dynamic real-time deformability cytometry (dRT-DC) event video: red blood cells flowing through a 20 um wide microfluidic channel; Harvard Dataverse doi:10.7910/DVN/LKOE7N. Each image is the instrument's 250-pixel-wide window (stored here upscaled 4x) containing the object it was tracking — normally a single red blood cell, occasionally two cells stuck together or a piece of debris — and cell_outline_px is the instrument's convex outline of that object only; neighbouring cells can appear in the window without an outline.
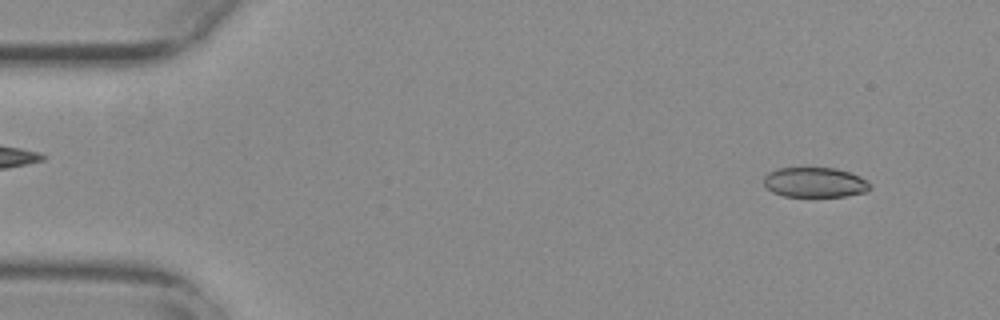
{"species": "common noctule bat (a hibernating species)", "species_latin": "Nyctalus noctula", "temperature_condition": "warm", "stored_images_in_passage": 54, "camera_frame_rate_fps": 3000, "um_per_image_px": 0.085, "animal": {"sex": "female", "body_mass_g": 29.2, "forearm_length_mm": 56.3}, "frame": {"image": 1, "passage_image": 4, "time_ms": 1.0, "image_size_px": [1000, 320], "cell_outline_px": [[872, 184], [868, 192], [844, 196], [784, 196], [772, 192], [764, 184], [764, 176], [768, 172], [776, 168], [836, 168], [860, 176], [868, 180]], "centroid_in_image_um": [69.29, 15.5], "position_along_channel_um": 15.7, "area_um2": 18.67}}
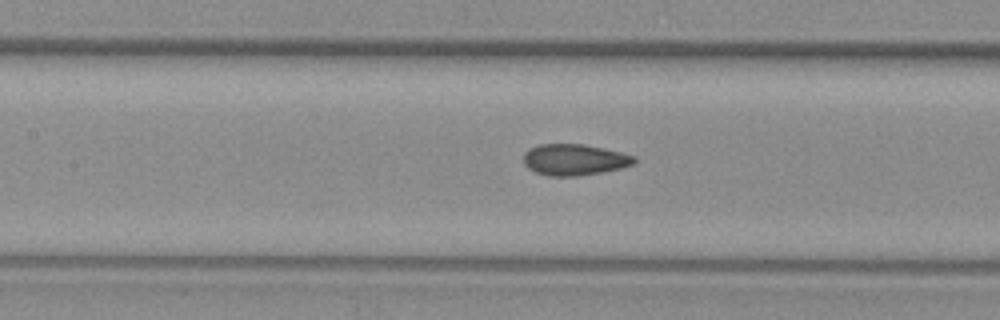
{"frame": {"image": 2, "passage_image": 24, "time_ms": 7.667, "image_size_px": [1000, 320], "cell_outline_px": [[636, 160], [632, 164], [620, 168], [600, 172], [576, 176], [548, 176], [536, 172], [528, 168], [524, 164], [524, 152], [528, 148], [540, 144], [584, 144], [604, 148], [636, 156]], "centroid_in_image_um": [48.79, 13.56], "position_along_channel_um": 158.6, "area_um2": 20.11}}
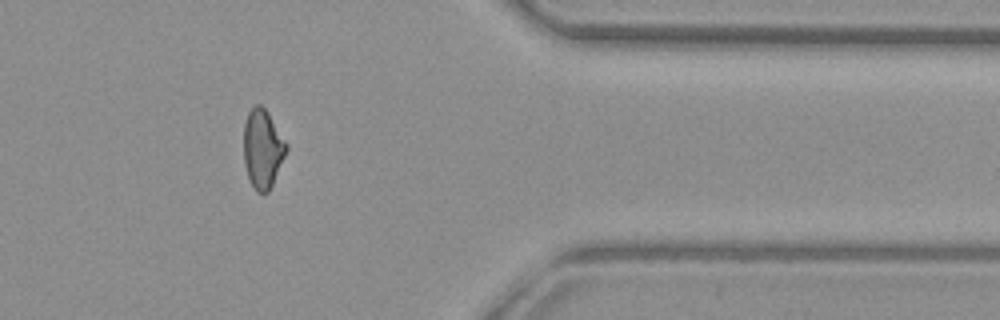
{"frame": {"image": 3, "passage_image": 44, "time_ms": 14.333, "image_size_px": [1000, 320], "cell_outline_px": [[288, 148], [272, 184], [268, 192], [256, 192], [248, 176], [244, 164], [244, 124], [248, 112], [256, 104], [260, 104], [268, 112], [288, 144]], "centroid_in_image_um": [22.32, 12.62], "position_along_channel_um": 389.1, "area_um2": 19.42}, "authors_computed_cell_mechanics": {"area_um2": 19.8254, "velocity_mm_per_s": 3.784, "shape_relaxation_time_tau1_ms": null, "shape_relaxation_time_tau2_ms": 1.2453, "deformation_change_tau1": null, "deformation_change_tau2": 0.0559}}